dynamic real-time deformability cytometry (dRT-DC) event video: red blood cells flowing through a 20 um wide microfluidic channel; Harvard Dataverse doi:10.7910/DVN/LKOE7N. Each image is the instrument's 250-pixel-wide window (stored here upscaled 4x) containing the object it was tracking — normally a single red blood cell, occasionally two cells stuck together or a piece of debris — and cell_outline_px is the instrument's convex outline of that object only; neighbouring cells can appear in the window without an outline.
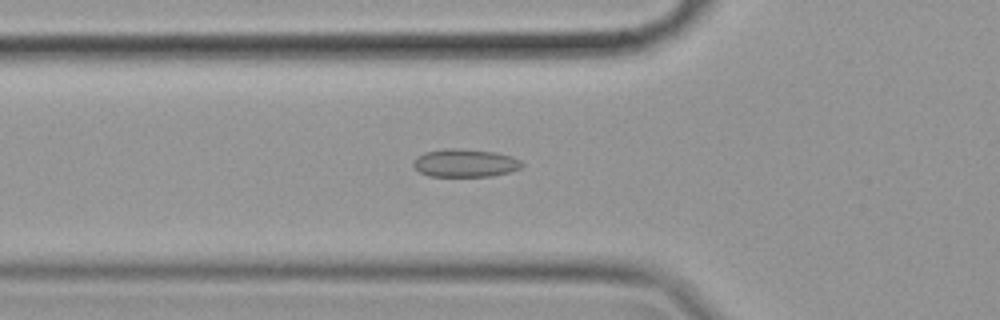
{"species": "common noctule bat (a hibernating species)", "species_latin": "Nyctalus noctula", "temperature_condition": "cold", "stored_images_in_passage": 56, "camera_frame_rate_fps": 3000, "um_per_image_px": 0.085, "animal": {"sex": "female", "body_mass_g": 19.9}, "frame": {"image": 1, "passage_image": 19, "time_ms": 6.0, "image_size_px": [1000, 320], "cell_outline_px": [[524, 164], [520, 168], [508, 172], [492, 176], [428, 176], [420, 172], [412, 164], [416, 156], [424, 152], [448, 148], [460, 148], [496, 152], [520, 160]], "centroid_in_image_um": [39.5, 13.85], "position_along_channel_um": 86.3, "area_um2": 17.69}}
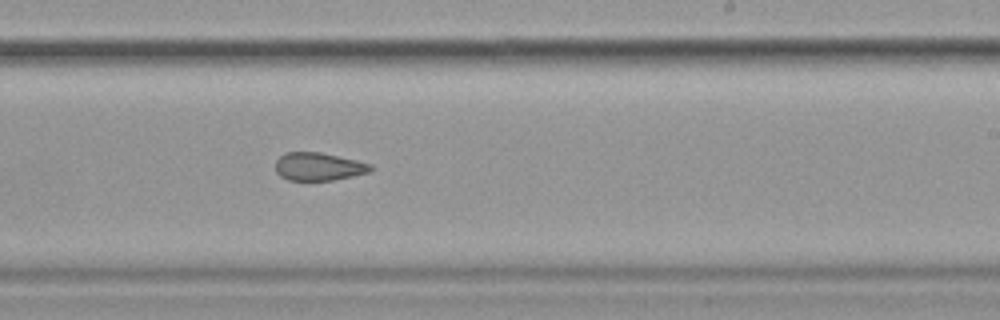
{"frame": {"image": 2, "passage_image": 34, "time_ms": 11.0, "image_size_px": [1000, 320], "cell_outline_px": [[372, 172], [332, 180], [288, 180], [280, 176], [276, 172], [276, 160], [284, 152], [320, 152], [356, 160], [372, 164]], "centroid_in_image_um": [27.08, 14.16], "position_along_channel_um": 261.9, "area_um2": 15.55}}
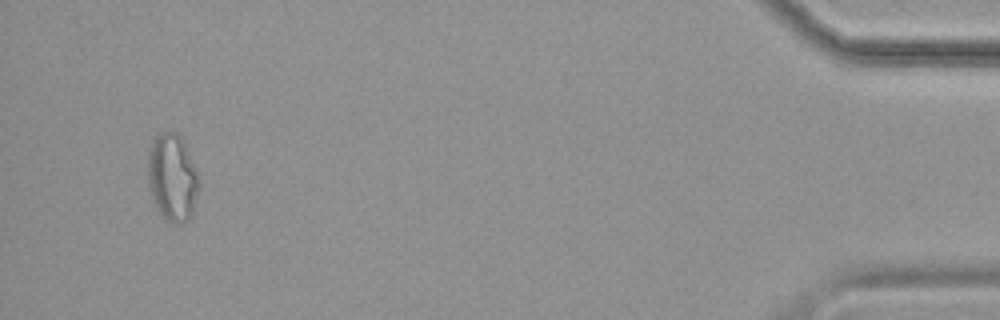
{"frame": {"image": 3, "passage_image": 54, "time_ms": 17.667, "image_size_px": [1000, 320], "cell_outline_px": [[200, 184], [188, 220], [180, 224], [172, 224], [164, 220], [156, 208], [152, 200], [148, 184], [148, 152], [152, 140], [160, 132], [176, 132], [184, 140], [200, 180]], "centroid_in_image_um": [14.62, 15.09], "position_along_channel_um": 420.6, "area_um2": 26.24}, "authors_computed_cell_mechanics": {"area_um2": 18.6405, "velocity_mm_per_s": 3.5128, "shape_relaxation_time_tau1_ms": null, "shape_relaxation_time_tau2_ms": 3.8729, "deformation_change_tau1": null, "deformation_change_tau2": 0.0995}}